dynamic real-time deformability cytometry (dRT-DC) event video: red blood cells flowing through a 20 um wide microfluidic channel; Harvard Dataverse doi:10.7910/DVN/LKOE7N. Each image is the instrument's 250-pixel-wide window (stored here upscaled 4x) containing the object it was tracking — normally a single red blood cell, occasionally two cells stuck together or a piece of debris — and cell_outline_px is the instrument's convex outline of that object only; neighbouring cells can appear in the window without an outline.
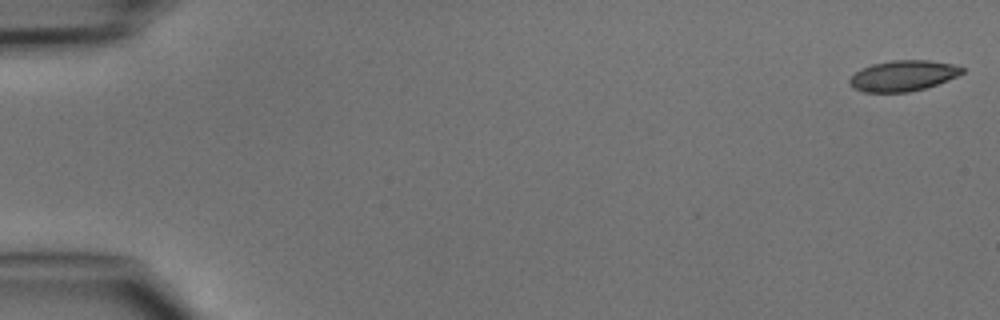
{"species": "common noctule bat (a hibernating species)", "species_latin": "Nyctalus noctula", "temperature_condition": "cold", "stored_images_in_passage": 48, "camera_frame_rate_fps": 3000, "um_per_image_px": 0.085, "animal": {"sex": "male", "body_mass_g": 15.6}, "frame": {"image": 1, "passage_image": 1, "time_ms": 0.0, "image_size_px": [1000, 320], "cell_outline_px": [[964, 72], [948, 80], [924, 88], [908, 92], [864, 92], [852, 88], [848, 84], [848, 80], [856, 72], [872, 64], [892, 60], [928, 60], [952, 64], [964, 68]], "centroid_in_image_um": [76.73, 6.44], "position_along_channel_um": 8.3, "area_um2": 20.0}}
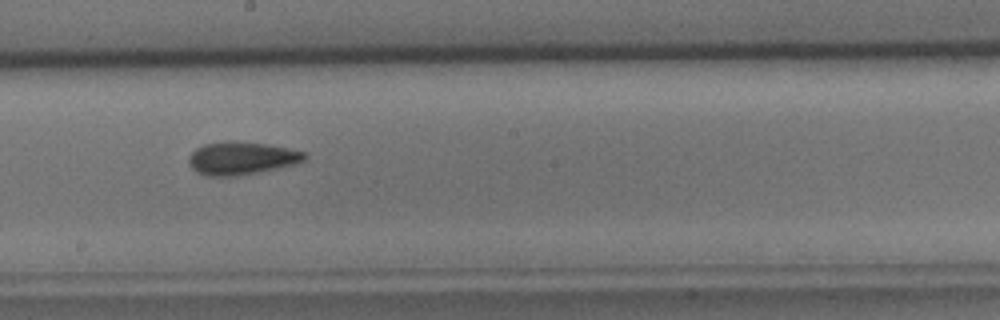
{"frame": {"image": 2, "passage_image": 27, "time_ms": 8.667, "image_size_px": [1000, 320], "cell_outline_px": [[308, 156], [304, 160], [296, 164], [260, 172], [236, 176], [208, 176], [196, 172], [188, 164], [188, 156], [196, 148], [204, 144], [224, 140], [264, 144], [288, 148], [304, 152]], "centroid_in_image_um": [20.5, 13.45], "position_along_channel_um": 227.7, "area_um2": 22.31}}
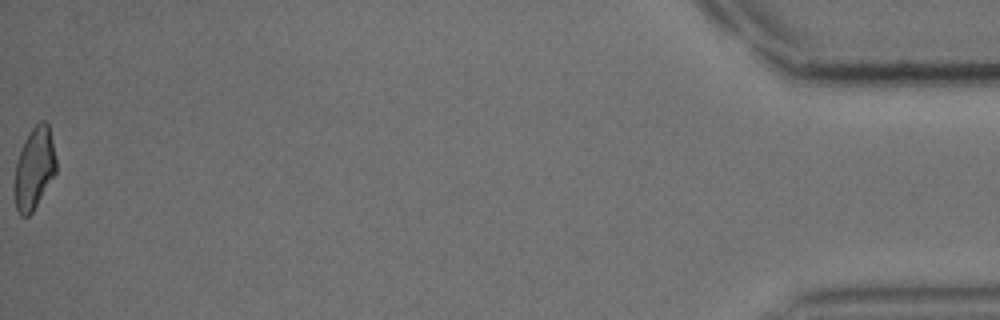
{"frame": {"image": 3, "passage_image": 48, "time_ms": 15.667, "image_size_px": [1000, 320], "cell_outline_px": [[56, 172], [32, 212], [28, 216], [20, 216], [16, 208], [16, 160], [24, 140], [32, 128], [40, 120], [44, 120], [48, 124], [52, 140], [56, 160]], "centroid_in_image_um": [2.93, 14.27], "position_along_channel_um": 432.3, "area_um2": 19.36}}